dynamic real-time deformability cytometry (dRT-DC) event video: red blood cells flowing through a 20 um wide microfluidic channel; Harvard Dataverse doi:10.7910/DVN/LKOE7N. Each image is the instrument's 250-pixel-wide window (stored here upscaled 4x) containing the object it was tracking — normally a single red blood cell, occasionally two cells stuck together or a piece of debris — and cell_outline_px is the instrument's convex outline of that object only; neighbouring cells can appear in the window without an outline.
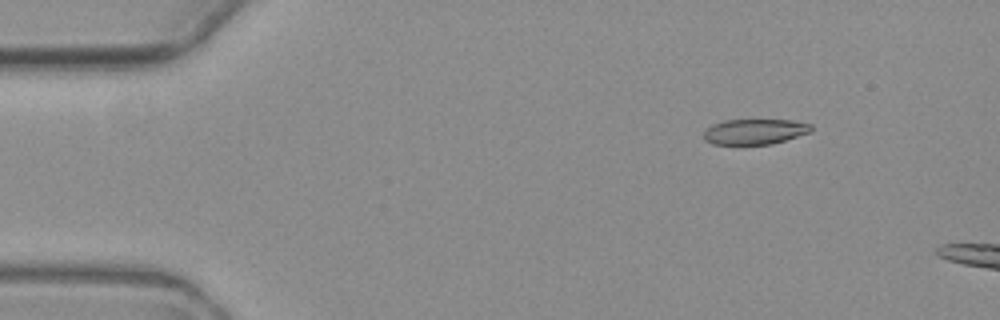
{"species": "common noctule bat (a hibernating species)", "species_latin": "Nyctalus noctula", "temperature_condition": "warm", "stored_images_in_passage": 5, "camera_frame_rate_fps": 3000, "um_per_image_px": 0.085, "animal": {"sex": "female", "body_mass_g": 19.3, "forearm_length_mm": 54.1}, "frame": {"image": 1, "passage_image": 3, "time_ms": 2.333, "image_size_px": [1000, 320], "cell_outline_px": [[812, 132], [772, 144], [712, 144], [704, 140], [704, 128], [712, 124], [724, 120], [792, 120], [812, 124]], "centroid_in_image_um": [64.15, 11.18], "position_along_channel_um": 20.9, "area_um2": 16.07}}